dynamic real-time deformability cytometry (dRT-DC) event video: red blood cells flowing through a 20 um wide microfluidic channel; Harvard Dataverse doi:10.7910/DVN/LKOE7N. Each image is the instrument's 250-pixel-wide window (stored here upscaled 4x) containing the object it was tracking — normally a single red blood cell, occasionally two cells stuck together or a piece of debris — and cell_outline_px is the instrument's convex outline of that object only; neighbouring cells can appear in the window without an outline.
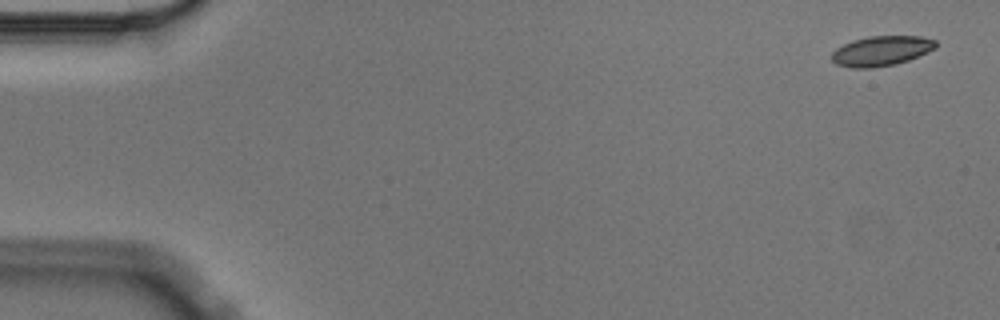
{"species": "Egyptian fruit bat (a non-hibernating species)", "species_latin": "Rousettus aegyptiacus", "temperature_condition": "cold", "stored_images_in_passage": 5, "camera_frame_rate_fps": 3000, "um_per_image_px": 0.085, "animal": {"sex": "male"}, "frame": {"image": 1, "passage_image": 1, "time_ms": 0.0, "image_size_px": [1000, 320], "cell_outline_px": [[936, 48], [928, 52], [908, 60], [896, 64], [872, 68], [852, 68], [836, 64], [832, 60], [832, 52], [836, 48], [852, 40], [868, 36], [920, 36], [936, 40]], "centroid_in_image_um": [74.91, 4.32], "position_along_channel_um": 10.1, "area_um2": 18.21}}
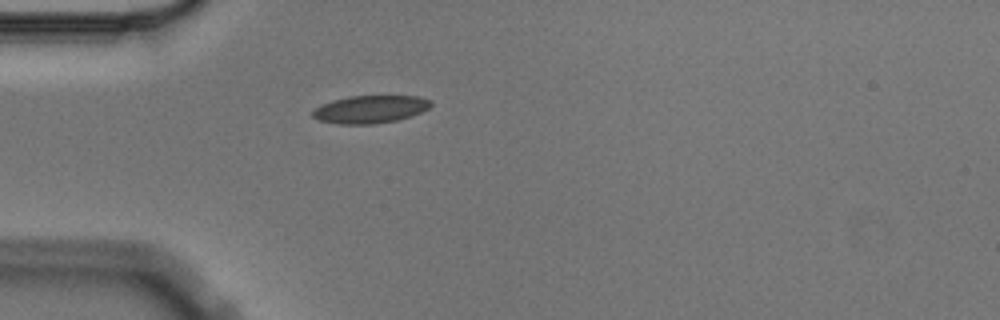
{"frame": {"image": 2, "passage_image": 5, "time_ms": 1.333, "image_size_px": [1000, 320], "cell_outline_px": [[432, 104], [428, 108], [412, 116], [396, 120], [372, 124], [340, 124], [320, 120], [312, 116], [312, 112], [320, 104], [332, 100], [348, 96], [420, 96], [432, 100]], "centroid_in_image_um": [31.48, 9.28], "position_along_channel_um": 53.5, "area_um2": 19.07}}